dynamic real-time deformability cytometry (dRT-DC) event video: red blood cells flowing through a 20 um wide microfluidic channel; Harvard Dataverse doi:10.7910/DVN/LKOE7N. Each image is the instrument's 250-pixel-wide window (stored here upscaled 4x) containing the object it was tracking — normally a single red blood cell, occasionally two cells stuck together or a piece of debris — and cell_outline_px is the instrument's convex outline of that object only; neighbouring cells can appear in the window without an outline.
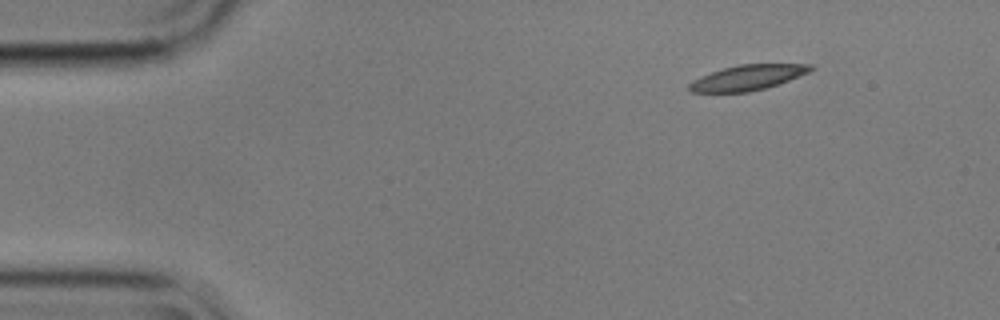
{"species": "common noctule bat (a hibernating species)", "species_latin": "Nyctalus noctula", "temperature_condition": "cold", "stored_images_in_passage": 50, "camera_frame_rate_fps": 3000, "um_per_image_px": 0.085, "animal": {"sex": "male", "body_mass_g": 17.9}, "frame": {"image": 1, "passage_image": 1, "time_ms": 0.0, "image_size_px": [1000, 320], "cell_outline_px": [[816, 68], [808, 72], [788, 80], [764, 88], [748, 92], [692, 92], [688, 88], [688, 84], [692, 80], [700, 76], [724, 68], [740, 64], [812, 64]], "centroid_in_image_um": [63.53, 6.59], "position_along_channel_um": 21.5, "area_um2": 17.63}}
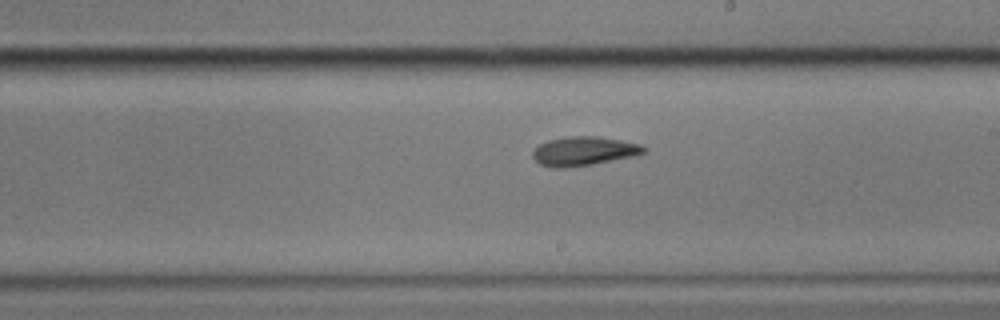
{"frame": {"image": 2, "passage_image": 26, "time_ms": 8.333, "image_size_px": [1000, 320], "cell_outline_px": [[648, 152], [636, 156], [592, 164], [564, 168], [552, 168], [540, 164], [532, 156], [532, 152], [540, 144], [548, 140], [568, 136], [596, 136], [620, 140], [640, 144], [648, 148]], "centroid_in_image_um": [49.66, 12.85], "position_along_channel_um": 239.3, "area_um2": 18.9}}
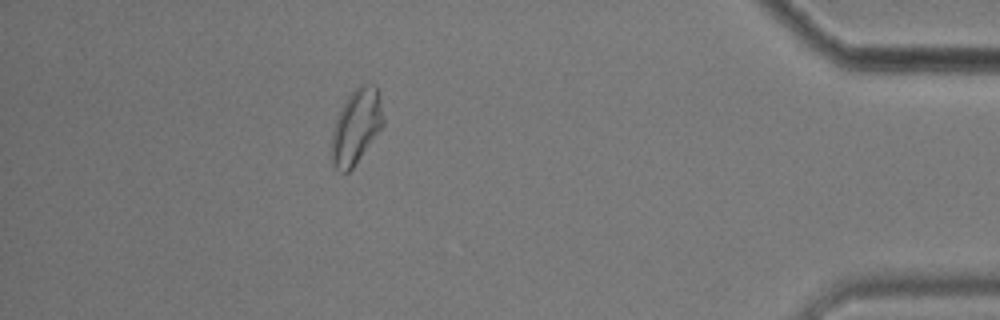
{"frame": {"image": 3, "passage_image": 44, "time_ms": 14.333, "image_size_px": [1000, 320], "cell_outline_px": [[384, 124], [356, 164], [348, 172], [340, 172], [332, 164], [332, 128], [348, 96], [360, 84], [368, 80], [376, 84], [380, 96], [384, 120]], "centroid_in_image_um": [30.31, 10.71], "position_along_channel_um": 404.9, "area_um2": 22.54}, "authors_computed_cell_mechanics": {"area_um2": 18.9006, "velocity_mm_per_s": 3.5399, "shape_relaxation_time_tau1_ms": 5.927, "shape_relaxation_time_tau2_ms": 4.3791, "deformation_change_tau1": 0.1315, "deformation_change_tau2": 0.1105}}